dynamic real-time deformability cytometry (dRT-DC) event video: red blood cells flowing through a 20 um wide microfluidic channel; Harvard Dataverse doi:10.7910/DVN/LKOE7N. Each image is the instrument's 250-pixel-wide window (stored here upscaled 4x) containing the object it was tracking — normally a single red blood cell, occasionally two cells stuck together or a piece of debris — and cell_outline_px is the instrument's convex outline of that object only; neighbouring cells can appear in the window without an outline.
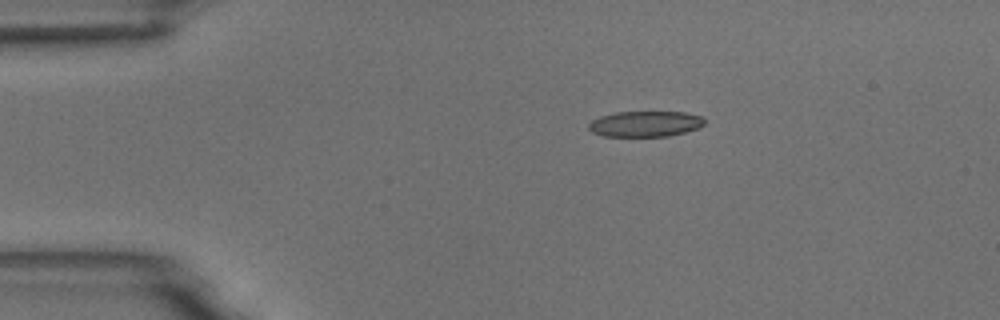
{"species": "common noctule bat (a hibernating species)", "species_latin": "Nyctalus noctula", "temperature_condition": "room temperature", "stored_images_in_passage": 5, "camera_frame_rate_fps": 3000, "um_per_image_px": 0.085, "animal": {"sex": "male", "body_mass_g": 18.8}, "frame": {"image": 1, "passage_image": 3, "time_ms": 2.333, "image_size_px": [1000, 320], "cell_outline_px": [[704, 124], [700, 128], [668, 136], [604, 136], [592, 132], [588, 128], [588, 124], [592, 120], [600, 116], [616, 112], [684, 112], [704, 116]], "centroid_in_image_um": [54.86, 10.52], "position_along_channel_um": 30.1, "area_um2": 17.4}}